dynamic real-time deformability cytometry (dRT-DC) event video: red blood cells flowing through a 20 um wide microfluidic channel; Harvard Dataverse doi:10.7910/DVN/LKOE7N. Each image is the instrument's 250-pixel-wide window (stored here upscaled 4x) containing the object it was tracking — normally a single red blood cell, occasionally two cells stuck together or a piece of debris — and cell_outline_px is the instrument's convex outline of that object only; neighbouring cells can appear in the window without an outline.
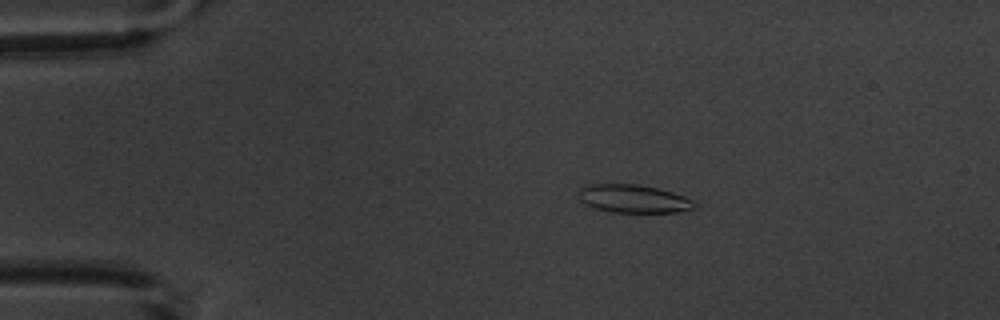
{"species": "common noctule bat (a hibernating species)", "species_latin": "Nyctalus noctula", "temperature_condition": "warm", "stored_images_in_passage": 4, "camera_frame_rate_fps": 3000, "um_per_image_px": 0.085, "animal": {"sex": "male", "body_mass_g": 20.1, "forearm_length_mm": 53.5}, "frame": {"image": 1, "passage_image": 1, "time_ms": 0.0, "image_size_px": [1000, 320], "cell_outline_px": [[696, 208], [680, 212], [612, 212], [592, 208], [584, 204], [580, 200], [576, 192], [580, 188], [588, 184], [640, 184], [672, 192], [684, 196], [692, 200], [696, 204]], "centroid_in_image_um": [53.8, 16.89], "position_along_channel_um": 31.2, "area_um2": 19.25}}
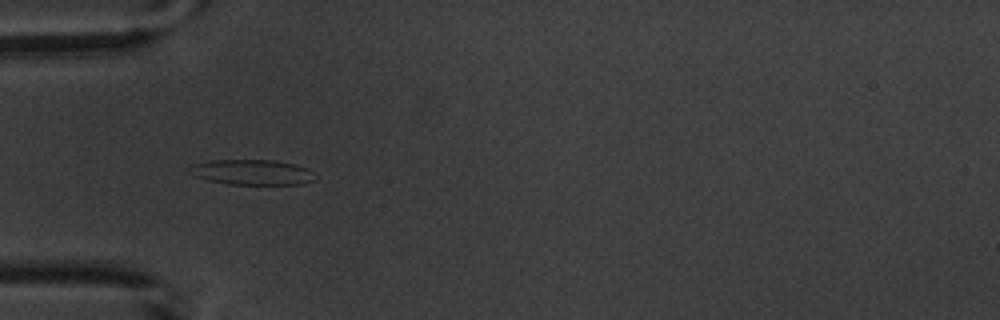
{"frame": {"image": 2, "passage_image": 3, "time_ms": 2.333, "image_size_px": [1000, 320], "cell_outline_px": [[320, 176], [316, 180], [300, 184], [228, 184], [208, 180], [196, 176], [184, 168], [192, 164], [208, 160], [276, 160], [308, 168]], "centroid_in_image_um": [21.44, 14.63], "position_along_channel_um": 63.6, "area_um2": 18.79}}